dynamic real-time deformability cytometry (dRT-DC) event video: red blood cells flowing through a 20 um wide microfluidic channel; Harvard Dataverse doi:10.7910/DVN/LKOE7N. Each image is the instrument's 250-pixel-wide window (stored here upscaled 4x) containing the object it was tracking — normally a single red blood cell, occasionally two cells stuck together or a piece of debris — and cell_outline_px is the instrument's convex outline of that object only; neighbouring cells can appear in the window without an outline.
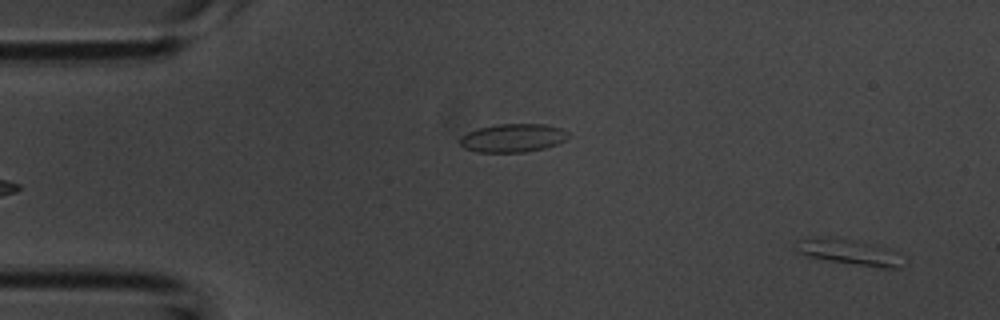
{"species": "common noctule bat (a hibernating species)", "species_latin": "Nyctalus noctula", "temperature_condition": "room temperature", "stored_images_in_passage": 54, "camera_frame_rate_fps": 3000, "um_per_image_px": 0.085, "animal": {"sex": "male", "body_mass_g": 20.1, "forearm_length_mm": 53.5}, "frame": {"image": 1, "passage_image": 3, "time_ms": 0.667, "image_size_px": [1000, 320], "cell_outline_px": [[908, 256], [900, 268], [880, 268], [808, 256], [796, 252], [796, 240], [824, 236], [856, 240], [888, 248]], "centroid_in_image_um": [72.3, 21.42], "position_along_channel_um": 12.7, "area_um2": 16.18}}
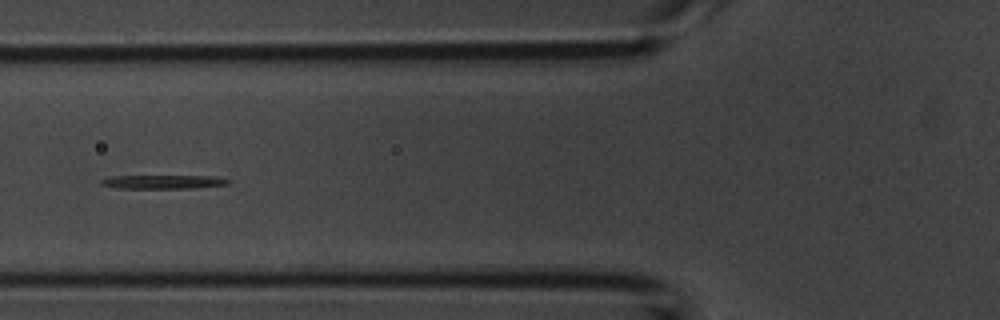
{"frame": {"image": 2, "passage_image": 20, "time_ms": 6.333, "image_size_px": [1000, 320], "cell_outline_px": [[232, 180], [228, 184], [192, 188], [120, 188], [100, 184], [100, 180], [108, 176], [216, 176]], "centroid_in_image_um": [13.89, 15.45], "position_along_channel_um": 111.9, "area_um2": 10.12}}
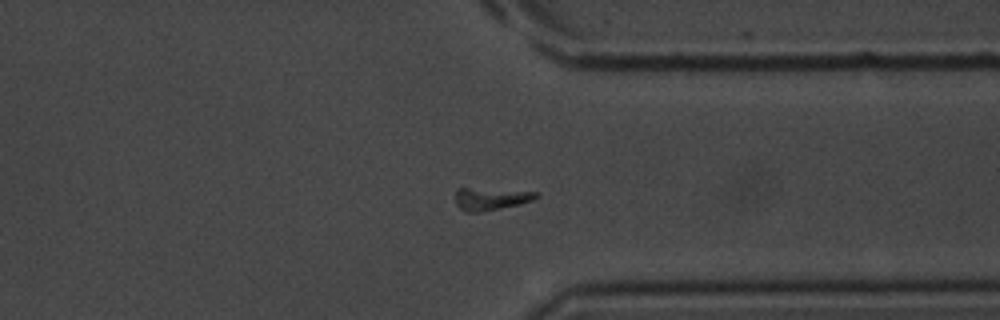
{"frame": {"image": 3, "passage_image": 41, "time_ms": 13.333, "image_size_px": [1000, 320], "cell_outline_px": [[540, 196], [532, 200], [520, 204], [480, 212], [464, 212], [456, 204], [456, 188], [468, 188], [536, 192]], "centroid_in_image_um": [41.69, 16.91], "position_along_channel_um": 369.7, "area_um2": 10.35}}